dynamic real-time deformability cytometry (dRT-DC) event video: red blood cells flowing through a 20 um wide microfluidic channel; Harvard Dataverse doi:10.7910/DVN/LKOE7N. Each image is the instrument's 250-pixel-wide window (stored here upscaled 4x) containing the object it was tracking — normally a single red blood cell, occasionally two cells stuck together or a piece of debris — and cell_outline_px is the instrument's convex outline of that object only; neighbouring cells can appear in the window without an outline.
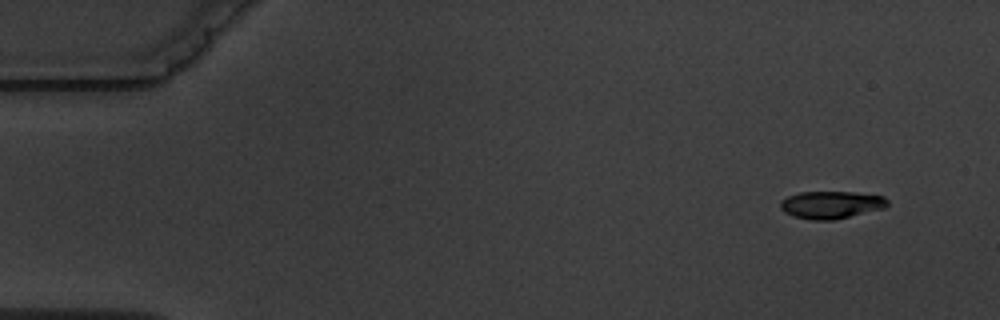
{"species": "common noctule bat (a hibernating species)", "species_latin": "Nyctalus noctula", "temperature_condition": "warm", "stored_images_in_passage": 5, "camera_frame_rate_fps": 3000, "um_per_image_px": 0.085, "animal": {"sex": "male", "body_mass_g": 19.5, "forearm_length_mm": 54.6}, "frame": {"image": 1, "passage_image": 1, "time_ms": 0.0, "image_size_px": [1000, 320], "cell_outline_px": [[888, 204], [884, 208], [836, 220], [812, 220], [792, 216], [784, 212], [780, 208], [780, 200], [788, 196], [800, 192], [852, 192], [884, 196], [888, 200]], "centroid_in_image_um": [70.63, 17.41], "position_along_channel_um": 14.4, "area_um2": 17.28}}
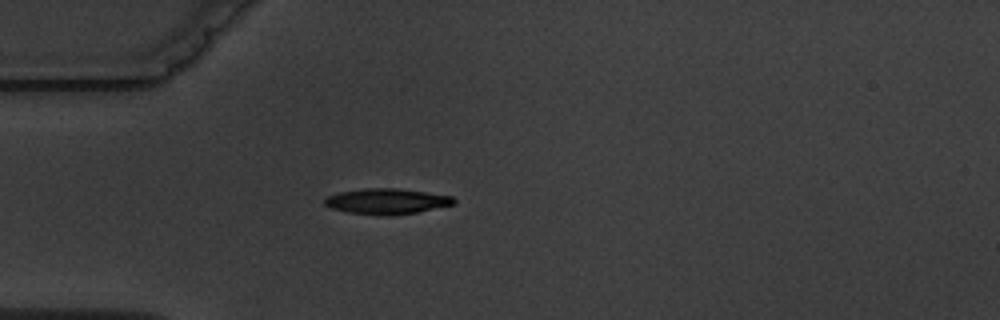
{"frame": {"image": 2, "passage_image": 4, "time_ms": 4.0, "image_size_px": [1000, 320], "cell_outline_px": [[456, 204], [416, 212], [348, 212], [332, 208], [324, 204], [324, 200], [328, 196], [340, 192], [368, 188], [396, 188], [452, 196], [456, 200]], "centroid_in_image_um": [32.91, 17.06], "position_along_channel_um": 52.1, "area_um2": 18.03}}